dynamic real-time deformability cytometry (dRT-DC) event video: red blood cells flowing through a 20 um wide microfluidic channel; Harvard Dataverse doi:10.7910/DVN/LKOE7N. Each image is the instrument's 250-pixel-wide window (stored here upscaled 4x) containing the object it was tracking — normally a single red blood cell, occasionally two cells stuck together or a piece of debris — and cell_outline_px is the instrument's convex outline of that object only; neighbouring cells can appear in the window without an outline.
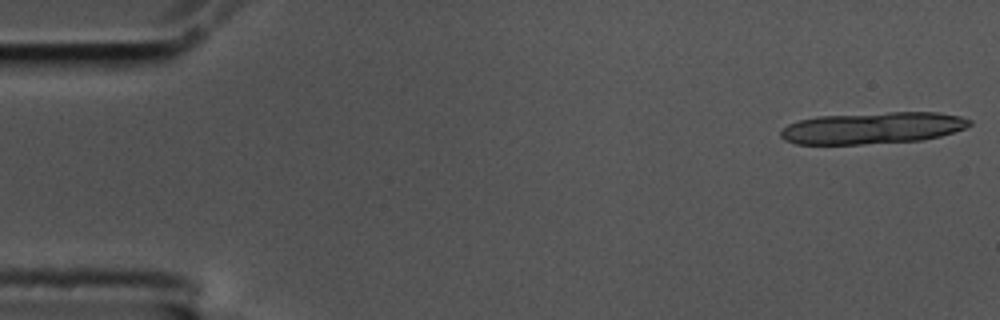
{"species": "common noctule bat (a hibernating species)", "species_latin": "Nyctalus noctula", "temperature_condition": "cold", "stored_images_in_passage": 2, "camera_frame_rate_fps": 3000, "um_per_image_px": 0.085, "animal": {"sex": "male", "body_mass_g": 17.5, "forearm_length_mm": 52.3}, "frame": {"image": 1, "passage_image": 1, "time_ms": 0.0, "image_size_px": [1000, 320], "cell_outline_px": [[972, 124], [964, 128], [940, 136], [924, 140], [864, 144], [796, 144], [784, 140], [780, 136], [780, 132], [788, 124], [800, 120], [816, 116], [888, 112], [940, 112], [960, 116], [972, 120]], "centroid_in_image_um": [74.18, 10.87], "position_along_channel_um": 10.8, "area_um2": 35.03}}